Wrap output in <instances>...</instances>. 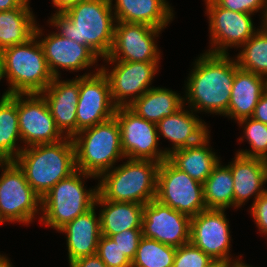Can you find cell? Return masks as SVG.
<instances>
[{"label":"cell","instance_id":"6da1fadb","mask_svg":"<svg viewBox=\"0 0 267 267\" xmlns=\"http://www.w3.org/2000/svg\"><path fill=\"white\" fill-rule=\"evenodd\" d=\"M229 55L205 51L195 59L184 84V106L195 113L227 114L235 77V58Z\"/></svg>","mask_w":267,"mask_h":267},{"label":"cell","instance_id":"7a4b0ae2","mask_svg":"<svg viewBox=\"0 0 267 267\" xmlns=\"http://www.w3.org/2000/svg\"><path fill=\"white\" fill-rule=\"evenodd\" d=\"M48 24L65 38L88 46L101 60L112 48L116 19L110 0H85L63 13H53Z\"/></svg>","mask_w":267,"mask_h":267},{"label":"cell","instance_id":"3957f363","mask_svg":"<svg viewBox=\"0 0 267 267\" xmlns=\"http://www.w3.org/2000/svg\"><path fill=\"white\" fill-rule=\"evenodd\" d=\"M27 182L40 197L59 181L76 171L75 149L71 137L23 148L14 159Z\"/></svg>","mask_w":267,"mask_h":267},{"label":"cell","instance_id":"277c9868","mask_svg":"<svg viewBox=\"0 0 267 267\" xmlns=\"http://www.w3.org/2000/svg\"><path fill=\"white\" fill-rule=\"evenodd\" d=\"M159 164L128 159L98 178V193L106 200L145 205L156 199Z\"/></svg>","mask_w":267,"mask_h":267},{"label":"cell","instance_id":"5b68a950","mask_svg":"<svg viewBox=\"0 0 267 267\" xmlns=\"http://www.w3.org/2000/svg\"><path fill=\"white\" fill-rule=\"evenodd\" d=\"M76 170L99 178L125 158L121 147V131L115 116L79 131L72 137ZM123 159V160H122Z\"/></svg>","mask_w":267,"mask_h":267},{"label":"cell","instance_id":"8992f818","mask_svg":"<svg viewBox=\"0 0 267 267\" xmlns=\"http://www.w3.org/2000/svg\"><path fill=\"white\" fill-rule=\"evenodd\" d=\"M8 91L15 94H41L53 81L41 44L36 36L23 44L0 52Z\"/></svg>","mask_w":267,"mask_h":267},{"label":"cell","instance_id":"52a82bcc","mask_svg":"<svg viewBox=\"0 0 267 267\" xmlns=\"http://www.w3.org/2000/svg\"><path fill=\"white\" fill-rule=\"evenodd\" d=\"M88 178L98 180L91 174L76 170L57 182L41 198L40 222L58 232L70 221L90 210L95 204L98 185L87 189L84 180Z\"/></svg>","mask_w":267,"mask_h":267},{"label":"cell","instance_id":"ba28073f","mask_svg":"<svg viewBox=\"0 0 267 267\" xmlns=\"http://www.w3.org/2000/svg\"><path fill=\"white\" fill-rule=\"evenodd\" d=\"M0 217L4 222L29 225L41 218V198L14 160H0Z\"/></svg>","mask_w":267,"mask_h":267},{"label":"cell","instance_id":"9c48e42d","mask_svg":"<svg viewBox=\"0 0 267 267\" xmlns=\"http://www.w3.org/2000/svg\"><path fill=\"white\" fill-rule=\"evenodd\" d=\"M156 200L190 217L206 210L203 184L176 168L168 159L159 164Z\"/></svg>","mask_w":267,"mask_h":267},{"label":"cell","instance_id":"30bf717a","mask_svg":"<svg viewBox=\"0 0 267 267\" xmlns=\"http://www.w3.org/2000/svg\"><path fill=\"white\" fill-rule=\"evenodd\" d=\"M204 1L211 44L207 52L229 54V47L240 48L259 30L253 25V14L219 7L213 0Z\"/></svg>","mask_w":267,"mask_h":267},{"label":"cell","instance_id":"8fae6325","mask_svg":"<svg viewBox=\"0 0 267 267\" xmlns=\"http://www.w3.org/2000/svg\"><path fill=\"white\" fill-rule=\"evenodd\" d=\"M105 63L114 66L113 69L105 65L99 67L108 78L111 98L117 108L129 107L151 89L155 74L159 72V62L106 61Z\"/></svg>","mask_w":267,"mask_h":267},{"label":"cell","instance_id":"7c38bea8","mask_svg":"<svg viewBox=\"0 0 267 267\" xmlns=\"http://www.w3.org/2000/svg\"><path fill=\"white\" fill-rule=\"evenodd\" d=\"M163 29L143 23L116 21L112 48L105 61L160 62L156 37Z\"/></svg>","mask_w":267,"mask_h":267},{"label":"cell","instance_id":"4fadbf2b","mask_svg":"<svg viewBox=\"0 0 267 267\" xmlns=\"http://www.w3.org/2000/svg\"><path fill=\"white\" fill-rule=\"evenodd\" d=\"M114 116L120 126L121 147L126 159L153 160L158 163L168 159L158 146L156 123L137 116L128 107H118Z\"/></svg>","mask_w":267,"mask_h":267},{"label":"cell","instance_id":"5bb4252c","mask_svg":"<svg viewBox=\"0 0 267 267\" xmlns=\"http://www.w3.org/2000/svg\"><path fill=\"white\" fill-rule=\"evenodd\" d=\"M97 71V72H95ZM77 133L112 118L117 107L111 98L110 84L101 68L79 75Z\"/></svg>","mask_w":267,"mask_h":267},{"label":"cell","instance_id":"9a60e30c","mask_svg":"<svg viewBox=\"0 0 267 267\" xmlns=\"http://www.w3.org/2000/svg\"><path fill=\"white\" fill-rule=\"evenodd\" d=\"M225 211L206 209L191 217L190 242L215 261L231 265L242 259L231 257V231Z\"/></svg>","mask_w":267,"mask_h":267},{"label":"cell","instance_id":"2e32d148","mask_svg":"<svg viewBox=\"0 0 267 267\" xmlns=\"http://www.w3.org/2000/svg\"><path fill=\"white\" fill-rule=\"evenodd\" d=\"M17 112L23 148L65 138L41 94H17Z\"/></svg>","mask_w":267,"mask_h":267},{"label":"cell","instance_id":"e0dca14e","mask_svg":"<svg viewBox=\"0 0 267 267\" xmlns=\"http://www.w3.org/2000/svg\"><path fill=\"white\" fill-rule=\"evenodd\" d=\"M43 29L37 24L35 36L42 46L44 56L51 74L61 77L59 69L79 72L86 68L96 67L100 57L86 45L65 38L57 32L44 36ZM44 36V37H42Z\"/></svg>","mask_w":267,"mask_h":267},{"label":"cell","instance_id":"ac0fdd59","mask_svg":"<svg viewBox=\"0 0 267 267\" xmlns=\"http://www.w3.org/2000/svg\"><path fill=\"white\" fill-rule=\"evenodd\" d=\"M191 217L151 200L144 205L142 236L180 247L190 242Z\"/></svg>","mask_w":267,"mask_h":267},{"label":"cell","instance_id":"d6986e66","mask_svg":"<svg viewBox=\"0 0 267 267\" xmlns=\"http://www.w3.org/2000/svg\"><path fill=\"white\" fill-rule=\"evenodd\" d=\"M53 81L41 93L46 100L56 127L65 137L77 134V103L79 98V76L74 79Z\"/></svg>","mask_w":267,"mask_h":267},{"label":"cell","instance_id":"ffe728a7","mask_svg":"<svg viewBox=\"0 0 267 267\" xmlns=\"http://www.w3.org/2000/svg\"><path fill=\"white\" fill-rule=\"evenodd\" d=\"M156 125L159 141L163 136L172 142V147L163 149L167 156L175 150L200 142L210 133L206 122L191 108L185 109L184 106L173 115L164 117Z\"/></svg>","mask_w":267,"mask_h":267},{"label":"cell","instance_id":"44dd1931","mask_svg":"<svg viewBox=\"0 0 267 267\" xmlns=\"http://www.w3.org/2000/svg\"><path fill=\"white\" fill-rule=\"evenodd\" d=\"M227 165L232 172L234 190V208L245 205L250 198L255 200L267 191V161L236 154ZM265 187V188H264ZM254 196V197H253Z\"/></svg>","mask_w":267,"mask_h":267},{"label":"cell","instance_id":"7402d4cb","mask_svg":"<svg viewBox=\"0 0 267 267\" xmlns=\"http://www.w3.org/2000/svg\"><path fill=\"white\" fill-rule=\"evenodd\" d=\"M96 209L94 205L86 213L79 215L58 231V233L66 235L69 264L79 258L97 253L101 229L100 217L99 214L97 217Z\"/></svg>","mask_w":267,"mask_h":267},{"label":"cell","instance_id":"603a6c76","mask_svg":"<svg viewBox=\"0 0 267 267\" xmlns=\"http://www.w3.org/2000/svg\"><path fill=\"white\" fill-rule=\"evenodd\" d=\"M266 90V78L240 69L235 60V77L225 117L236 122L252 117L258 101Z\"/></svg>","mask_w":267,"mask_h":267},{"label":"cell","instance_id":"cb8c5ba5","mask_svg":"<svg viewBox=\"0 0 267 267\" xmlns=\"http://www.w3.org/2000/svg\"><path fill=\"white\" fill-rule=\"evenodd\" d=\"M111 8L116 21L143 23L165 29L173 21L174 10L166 0H113Z\"/></svg>","mask_w":267,"mask_h":267},{"label":"cell","instance_id":"d4e9b609","mask_svg":"<svg viewBox=\"0 0 267 267\" xmlns=\"http://www.w3.org/2000/svg\"><path fill=\"white\" fill-rule=\"evenodd\" d=\"M95 206L99 209L101 235L111 237L128 229H142L144 205L104 199L97 193Z\"/></svg>","mask_w":267,"mask_h":267},{"label":"cell","instance_id":"484cf974","mask_svg":"<svg viewBox=\"0 0 267 267\" xmlns=\"http://www.w3.org/2000/svg\"><path fill=\"white\" fill-rule=\"evenodd\" d=\"M210 137L209 133L200 142L173 151L168 155V160L192 179L203 184L221 159L209 146Z\"/></svg>","mask_w":267,"mask_h":267},{"label":"cell","instance_id":"4316f807","mask_svg":"<svg viewBox=\"0 0 267 267\" xmlns=\"http://www.w3.org/2000/svg\"><path fill=\"white\" fill-rule=\"evenodd\" d=\"M29 4L25 0L18 8L0 11V52L35 36L37 22Z\"/></svg>","mask_w":267,"mask_h":267},{"label":"cell","instance_id":"83f0119b","mask_svg":"<svg viewBox=\"0 0 267 267\" xmlns=\"http://www.w3.org/2000/svg\"><path fill=\"white\" fill-rule=\"evenodd\" d=\"M184 106V95L163 87L153 86L141 97L136 99L128 108L137 116L158 123L164 117L176 113Z\"/></svg>","mask_w":267,"mask_h":267},{"label":"cell","instance_id":"f1b7e54d","mask_svg":"<svg viewBox=\"0 0 267 267\" xmlns=\"http://www.w3.org/2000/svg\"><path fill=\"white\" fill-rule=\"evenodd\" d=\"M0 98V160H14L23 150L19 132L17 94L6 90ZM19 140V141H18ZM19 146V147H18Z\"/></svg>","mask_w":267,"mask_h":267},{"label":"cell","instance_id":"f546056e","mask_svg":"<svg viewBox=\"0 0 267 267\" xmlns=\"http://www.w3.org/2000/svg\"><path fill=\"white\" fill-rule=\"evenodd\" d=\"M206 209L227 210L234 208V190L231 169L220 162L203 183Z\"/></svg>","mask_w":267,"mask_h":267},{"label":"cell","instance_id":"4dcf8cb0","mask_svg":"<svg viewBox=\"0 0 267 267\" xmlns=\"http://www.w3.org/2000/svg\"><path fill=\"white\" fill-rule=\"evenodd\" d=\"M259 30L240 47L236 62L240 69L267 79V29L260 24Z\"/></svg>","mask_w":267,"mask_h":267},{"label":"cell","instance_id":"1f68e13d","mask_svg":"<svg viewBox=\"0 0 267 267\" xmlns=\"http://www.w3.org/2000/svg\"><path fill=\"white\" fill-rule=\"evenodd\" d=\"M176 248L142 236L131 267H173Z\"/></svg>","mask_w":267,"mask_h":267},{"label":"cell","instance_id":"d6a6232c","mask_svg":"<svg viewBox=\"0 0 267 267\" xmlns=\"http://www.w3.org/2000/svg\"><path fill=\"white\" fill-rule=\"evenodd\" d=\"M237 123L244 128L243 135L239 138V141L243 142L246 139L245 141L249 142L251 150H237L236 154L267 161V124H263L252 117L243 118L237 121Z\"/></svg>","mask_w":267,"mask_h":267},{"label":"cell","instance_id":"836d02e7","mask_svg":"<svg viewBox=\"0 0 267 267\" xmlns=\"http://www.w3.org/2000/svg\"><path fill=\"white\" fill-rule=\"evenodd\" d=\"M215 262L191 242L176 248L173 267H209Z\"/></svg>","mask_w":267,"mask_h":267},{"label":"cell","instance_id":"e575fe53","mask_svg":"<svg viewBox=\"0 0 267 267\" xmlns=\"http://www.w3.org/2000/svg\"><path fill=\"white\" fill-rule=\"evenodd\" d=\"M96 254L107 267H131V261L108 236H100Z\"/></svg>","mask_w":267,"mask_h":267},{"label":"cell","instance_id":"d590c367","mask_svg":"<svg viewBox=\"0 0 267 267\" xmlns=\"http://www.w3.org/2000/svg\"><path fill=\"white\" fill-rule=\"evenodd\" d=\"M219 7L232 10L234 12L253 14L262 13L264 18L267 10V0H213ZM260 10V11H259Z\"/></svg>","mask_w":267,"mask_h":267},{"label":"cell","instance_id":"8d00e7d4","mask_svg":"<svg viewBox=\"0 0 267 267\" xmlns=\"http://www.w3.org/2000/svg\"><path fill=\"white\" fill-rule=\"evenodd\" d=\"M141 237L142 229H128L118 234L112 235L110 238H112L115 243L118 244L122 252L132 262L135 257Z\"/></svg>","mask_w":267,"mask_h":267},{"label":"cell","instance_id":"74e56055","mask_svg":"<svg viewBox=\"0 0 267 267\" xmlns=\"http://www.w3.org/2000/svg\"><path fill=\"white\" fill-rule=\"evenodd\" d=\"M249 209L259 233L267 236V191L260 195Z\"/></svg>","mask_w":267,"mask_h":267},{"label":"cell","instance_id":"f35d334b","mask_svg":"<svg viewBox=\"0 0 267 267\" xmlns=\"http://www.w3.org/2000/svg\"><path fill=\"white\" fill-rule=\"evenodd\" d=\"M70 267H107L97 254L82 257L69 264Z\"/></svg>","mask_w":267,"mask_h":267},{"label":"cell","instance_id":"ab89813d","mask_svg":"<svg viewBox=\"0 0 267 267\" xmlns=\"http://www.w3.org/2000/svg\"><path fill=\"white\" fill-rule=\"evenodd\" d=\"M252 118L267 124V90L263 93L258 101Z\"/></svg>","mask_w":267,"mask_h":267},{"label":"cell","instance_id":"60d3db41","mask_svg":"<svg viewBox=\"0 0 267 267\" xmlns=\"http://www.w3.org/2000/svg\"><path fill=\"white\" fill-rule=\"evenodd\" d=\"M85 0H52L53 7L57 8L55 13H63L71 6Z\"/></svg>","mask_w":267,"mask_h":267},{"label":"cell","instance_id":"b9f144b4","mask_svg":"<svg viewBox=\"0 0 267 267\" xmlns=\"http://www.w3.org/2000/svg\"><path fill=\"white\" fill-rule=\"evenodd\" d=\"M25 0H0V11L18 8Z\"/></svg>","mask_w":267,"mask_h":267},{"label":"cell","instance_id":"7bdbcfd3","mask_svg":"<svg viewBox=\"0 0 267 267\" xmlns=\"http://www.w3.org/2000/svg\"><path fill=\"white\" fill-rule=\"evenodd\" d=\"M244 261L243 260H240V261H237V262H234L230 265V267H253L251 265H248L246 264L245 262L243 263Z\"/></svg>","mask_w":267,"mask_h":267},{"label":"cell","instance_id":"ee69618b","mask_svg":"<svg viewBox=\"0 0 267 267\" xmlns=\"http://www.w3.org/2000/svg\"><path fill=\"white\" fill-rule=\"evenodd\" d=\"M209 267H230L229 264L225 262L215 261L211 266Z\"/></svg>","mask_w":267,"mask_h":267},{"label":"cell","instance_id":"f6af8a7d","mask_svg":"<svg viewBox=\"0 0 267 267\" xmlns=\"http://www.w3.org/2000/svg\"><path fill=\"white\" fill-rule=\"evenodd\" d=\"M0 267H13V265H12L10 259L8 258V256H7V258L0 264Z\"/></svg>","mask_w":267,"mask_h":267},{"label":"cell","instance_id":"bcb514c9","mask_svg":"<svg viewBox=\"0 0 267 267\" xmlns=\"http://www.w3.org/2000/svg\"><path fill=\"white\" fill-rule=\"evenodd\" d=\"M261 21H262L261 22L262 26L267 29V10H266L264 18L261 19Z\"/></svg>","mask_w":267,"mask_h":267},{"label":"cell","instance_id":"7dc6e473","mask_svg":"<svg viewBox=\"0 0 267 267\" xmlns=\"http://www.w3.org/2000/svg\"><path fill=\"white\" fill-rule=\"evenodd\" d=\"M3 78H4L3 65H2V61L0 59V81L3 80Z\"/></svg>","mask_w":267,"mask_h":267},{"label":"cell","instance_id":"c3c4849f","mask_svg":"<svg viewBox=\"0 0 267 267\" xmlns=\"http://www.w3.org/2000/svg\"><path fill=\"white\" fill-rule=\"evenodd\" d=\"M6 255L0 254V264L6 259Z\"/></svg>","mask_w":267,"mask_h":267},{"label":"cell","instance_id":"681fc988","mask_svg":"<svg viewBox=\"0 0 267 267\" xmlns=\"http://www.w3.org/2000/svg\"><path fill=\"white\" fill-rule=\"evenodd\" d=\"M3 223H4V221H3V220L1 219V217H0V225L3 224Z\"/></svg>","mask_w":267,"mask_h":267}]
</instances>
